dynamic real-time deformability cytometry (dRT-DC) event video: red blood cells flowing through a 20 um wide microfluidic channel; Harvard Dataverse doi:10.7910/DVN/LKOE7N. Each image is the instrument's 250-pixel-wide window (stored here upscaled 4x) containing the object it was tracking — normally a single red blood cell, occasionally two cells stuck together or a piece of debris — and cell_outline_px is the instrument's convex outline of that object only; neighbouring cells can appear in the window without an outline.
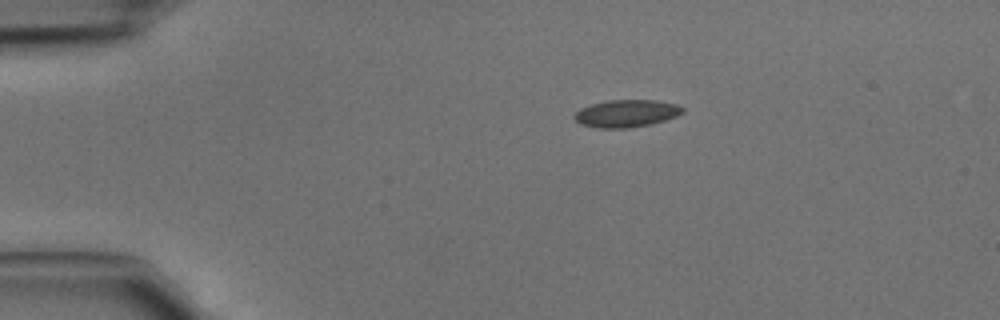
{"species": "common noctule bat (a hibernating species)", "species_latin": "Nyctalus noctula", "temperature_condition": "cold", "stored_images_in_passage": 38, "camera_frame_rate_fps": 3000, "um_per_image_px": 0.085, "animal": {"sex": "male", "body_mass_g": 15.6}, "frame": {"image": 1, "passage_image": 1, "time_ms": 0.0, "image_size_px": [1000, 320], "cell_outline_px": [[684, 112], [676, 116], [664, 120], [648, 124], [624, 128], [600, 128], [580, 124], [572, 116], [580, 108], [592, 104], [608, 100], [656, 100], [676, 104], [684, 108]], "centroid_in_image_um": [53.22, 9.63], "position_along_channel_um": 31.8, "area_um2": 17.11}}
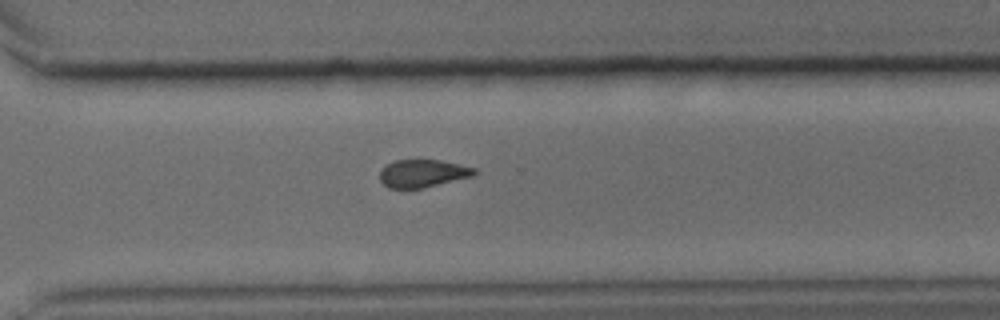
{"frame": {"image": 2, "passage_image": 25, "time_ms": 8.0, "image_size_px": [1000, 320], "cell_outline_px": [[476, 172], [472, 176], [420, 188], [388, 188], [380, 180], [380, 168], [396, 160], [440, 160], [460, 164], [476, 168]], "centroid_in_image_um": [35.91, 14.73], "position_along_channel_um": 334.7, "area_um2": 15.09}}
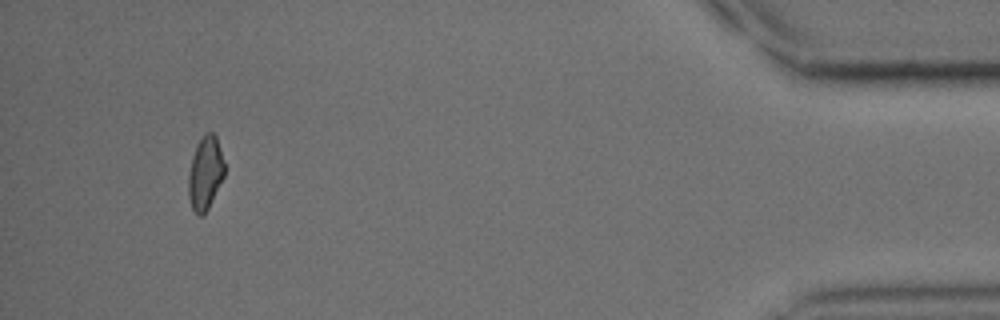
{"frame": {"image": 3, "passage_image": 35, "time_ms": 11.333, "image_size_px": [1000, 320], "cell_outline_px": [[224, 176], [204, 216], [200, 216], [192, 208], [188, 196], [188, 172], [192, 156], [196, 144], [204, 132], [212, 132], [216, 136], [224, 164]], "centroid_in_image_um": [17.42, 14.7], "position_along_channel_um": 417.8, "area_um2": 15.43}}